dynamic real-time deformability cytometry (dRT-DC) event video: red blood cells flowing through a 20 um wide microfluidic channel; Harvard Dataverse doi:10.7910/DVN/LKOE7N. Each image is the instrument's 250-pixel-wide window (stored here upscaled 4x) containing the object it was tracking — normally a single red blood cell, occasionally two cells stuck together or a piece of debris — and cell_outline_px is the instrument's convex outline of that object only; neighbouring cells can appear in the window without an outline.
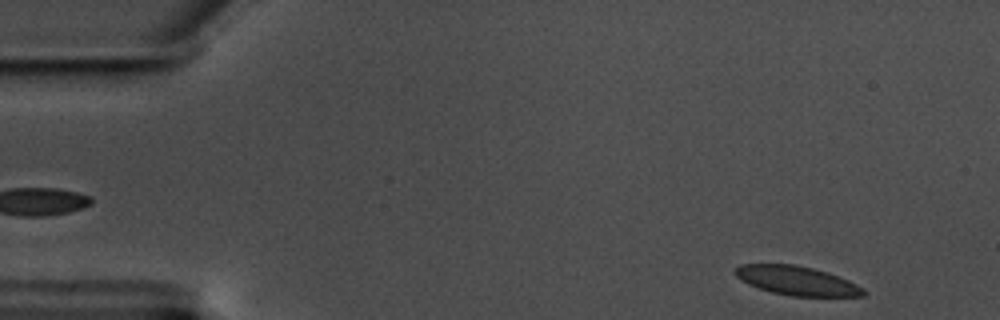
{"species": "common noctule bat (a hibernating species)", "species_latin": "Nyctalus noctula", "temperature_condition": "warm", "stored_images_in_passage": 55, "camera_frame_rate_fps": 3000, "um_per_image_px": 0.085, "animal": {"sex": "male", "body_mass_g": 17.5, "forearm_length_mm": 52.3}, "frame": {"image": 1, "passage_image": 2, "time_ms": 0.333, "image_size_px": [1000, 320], "cell_outline_px": [[868, 292], [864, 296], [792, 296], [772, 292], [748, 284], [736, 276], [732, 272], [732, 268], [740, 264], [792, 264], [812, 268], [848, 280], [864, 288]], "centroid_in_image_um": [67.69, 23.85], "position_along_channel_um": 17.3, "area_um2": 21.62}}
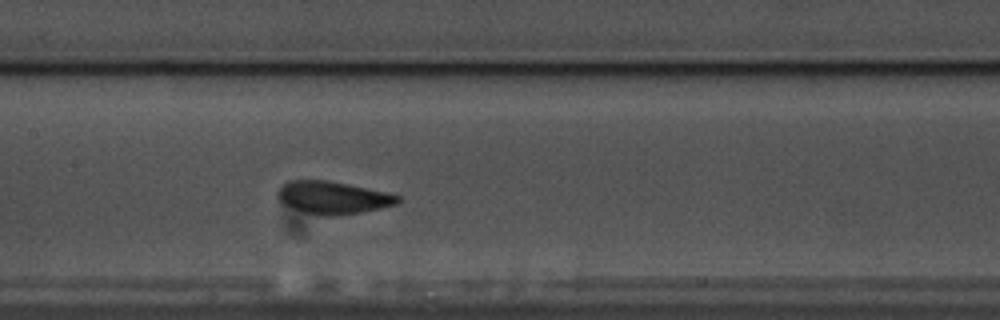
{"frame": {"image": 2, "passage_image": 25, "time_ms": 8.0, "image_size_px": [1000, 320], "cell_outline_px": [[404, 200], [396, 204], [380, 208], [360, 212], [332, 216], [320, 216], [284, 204], [276, 196], [276, 192], [280, 184], [288, 180], [328, 180], [388, 192], [400, 196]], "centroid_in_image_um": [28.3, 16.77], "position_along_channel_um": 179.1, "area_um2": 22.89}}
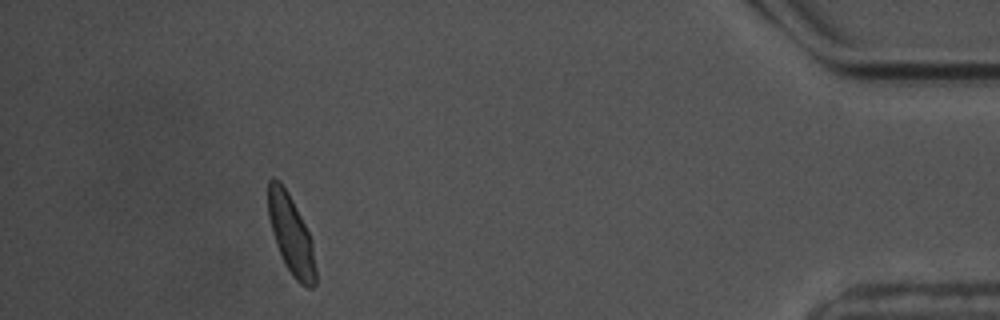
{"frame": {"image": 3, "passage_image": 50, "time_ms": 16.333, "image_size_px": [1000, 320], "cell_outline_px": [[316, 284], [312, 288], [308, 288], [300, 284], [296, 280], [284, 264], [276, 244], [272, 232], [268, 216], [268, 180], [272, 176], [280, 180], [288, 192], [312, 240], [316, 268]], "centroid_in_image_um": [24.73, 19.95], "position_along_channel_um": 410.5, "area_um2": 21.91}, "authors_computed_cell_mechanics": {"area_um2": 22.4264, "velocity_mm_per_s": 3.4886, "shape_relaxation_time_tau1_ms": 5.8746, "shape_relaxation_time_tau2_ms": null, "deformation_change_tau1": 0.1621, "deformation_change_tau2": null}}